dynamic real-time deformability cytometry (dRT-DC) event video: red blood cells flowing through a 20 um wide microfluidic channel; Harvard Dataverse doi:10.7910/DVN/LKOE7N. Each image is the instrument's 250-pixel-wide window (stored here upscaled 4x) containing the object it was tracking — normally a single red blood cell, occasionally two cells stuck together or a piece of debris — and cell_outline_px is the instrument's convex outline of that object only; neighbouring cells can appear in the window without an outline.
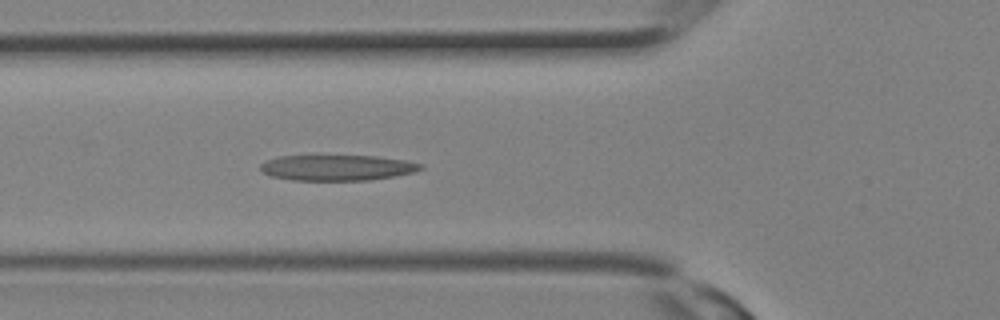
{"species": "Egyptian fruit bat (a non-hibernating species)", "species_latin": "Rousettus aegyptiacus", "temperature_condition": "room temperature", "stored_images_in_passage": 9, "camera_frame_rate_fps": 3000, "um_per_image_px": 0.085, "animal": {"sex": "female"}, "frame": {"image": 1, "passage_image": 9, "time_ms": 2.667, "image_size_px": [1000, 320], "cell_outline_px": [[424, 168], [416, 172], [368, 180], [292, 180], [272, 176], [264, 172], [260, 168], [260, 164], [264, 160], [280, 156], [376, 156], [408, 160], [424, 164]], "centroid_in_image_um": [28.7, 14.24], "position_along_channel_um": 97.1, "area_um2": 23.99}}